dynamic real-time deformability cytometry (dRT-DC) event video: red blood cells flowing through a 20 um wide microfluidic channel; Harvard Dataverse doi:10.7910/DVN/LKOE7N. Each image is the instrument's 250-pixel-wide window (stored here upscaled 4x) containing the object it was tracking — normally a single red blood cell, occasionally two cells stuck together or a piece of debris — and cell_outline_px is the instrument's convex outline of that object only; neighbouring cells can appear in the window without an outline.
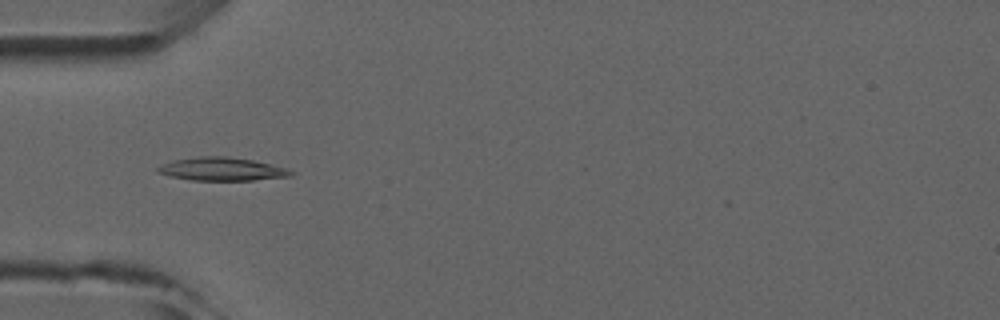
{"species": "common noctule bat (a hibernating species)", "species_latin": "Nyctalus noctula", "temperature_condition": "room temperature", "stored_images_in_passage": 4, "camera_frame_rate_fps": 3000, "um_per_image_px": 0.085, "animal": {"sex": "male", "forearm_length_mm": 52.5}, "frame": {"image": 1, "passage_image": 3, "time_ms": 3.333, "image_size_px": [1000, 320], "cell_outline_px": [[296, 172], [292, 176], [252, 180], [192, 180], [168, 176], [156, 172], [156, 168], [172, 160], [196, 156], [224, 156], [252, 160], [288, 168]], "centroid_in_image_um": [18.86, 14.37], "position_along_channel_um": 66.1, "area_um2": 18.09}}
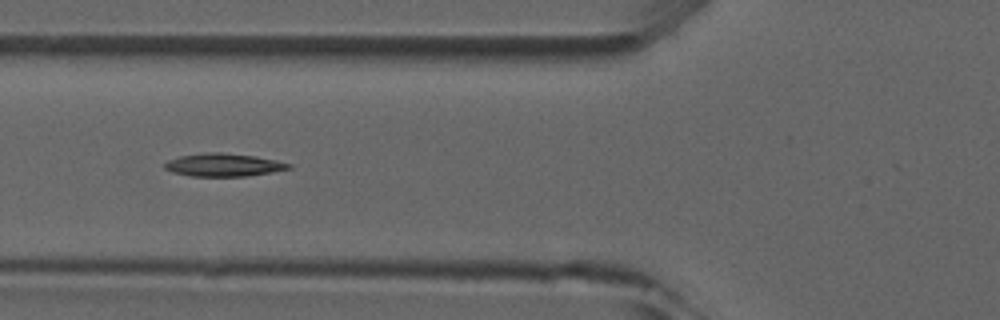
{"frame": {"image": 2, "passage_image": 4, "time_ms": 4.333, "image_size_px": [1000, 320], "cell_outline_px": [[292, 168], [272, 172], [248, 176], [192, 176], [172, 172], [164, 168], [164, 164], [168, 160], [180, 156], [204, 152], [224, 152], [256, 156], [276, 160], [292, 164]], "centroid_in_image_um": [19.01, 14.01], "position_along_channel_um": 106.8, "area_um2": 16.7}}